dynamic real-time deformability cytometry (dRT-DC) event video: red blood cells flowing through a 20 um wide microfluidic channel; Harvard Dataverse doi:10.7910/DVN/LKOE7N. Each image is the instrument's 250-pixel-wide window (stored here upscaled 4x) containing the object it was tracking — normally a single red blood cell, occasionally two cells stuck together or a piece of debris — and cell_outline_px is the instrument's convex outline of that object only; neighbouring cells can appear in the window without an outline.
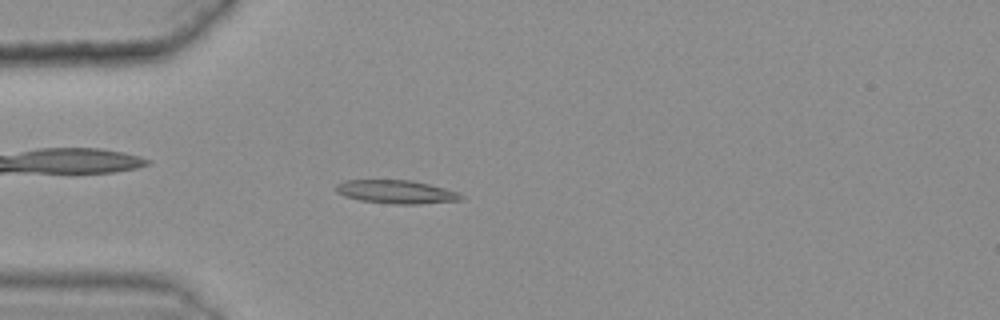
{"species": "common noctule bat (a hibernating species)", "species_latin": "Nyctalus noctula", "temperature_condition": "warm", "stored_images_in_passage": 47, "camera_frame_rate_fps": 3000, "um_per_image_px": 0.085, "animal": {"sex": "female", "body_mass_g": 25.1}, "frame": {"image": 1, "passage_image": 15, "time_ms": 4.667, "image_size_px": [1000, 320], "cell_outline_px": [[464, 200], [420, 204], [396, 204], [360, 200], [344, 196], [336, 192], [336, 184], [344, 180], [412, 180], [460, 192], [464, 196]], "centroid_in_image_um": [33.71, 16.31], "position_along_channel_um": 51.3, "area_um2": 17.17}}
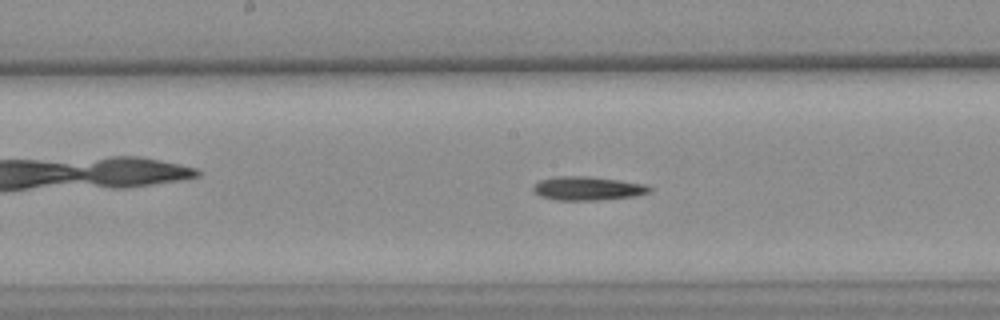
{"frame": {"image": 2, "passage_image": 28, "time_ms": 9.0, "image_size_px": [1000, 320], "cell_outline_px": [[652, 188], [648, 192], [636, 196], [600, 200], [556, 200], [540, 196], [532, 192], [532, 184], [540, 180], [552, 176], [588, 176], [620, 180], [648, 184]], "centroid_in_image_um": [49.91, 16.01], "position_along_channel_um": 198.3, "area_um2": 16.42}}
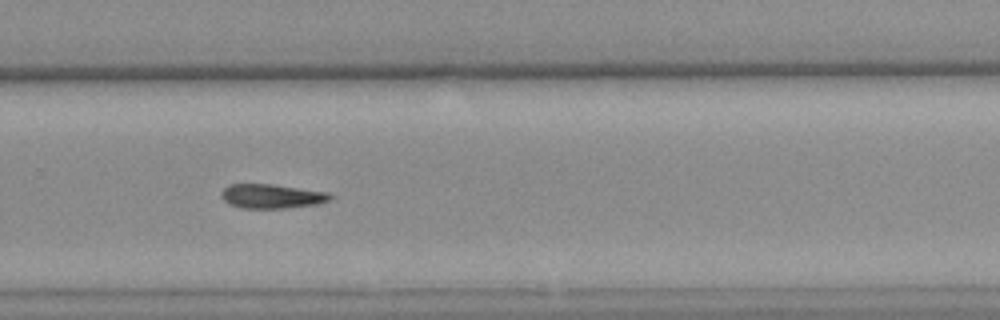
{"frame": {"image": 3, "passage_image": 37, "time_ms": 12.0, "image_size_px": [1000, 320], "cell_outline_px": [[332, 200], [316, 204], [288, 208], [240, 208], [228, 204], [220, 196], [220, 192], [228, 184], [272, 184], [328, 192], [332, 196]], "centroid_in_image_um": [23.07, 16.68], "position_along_channel_um": 306.7, "area_um2": 15.55}}